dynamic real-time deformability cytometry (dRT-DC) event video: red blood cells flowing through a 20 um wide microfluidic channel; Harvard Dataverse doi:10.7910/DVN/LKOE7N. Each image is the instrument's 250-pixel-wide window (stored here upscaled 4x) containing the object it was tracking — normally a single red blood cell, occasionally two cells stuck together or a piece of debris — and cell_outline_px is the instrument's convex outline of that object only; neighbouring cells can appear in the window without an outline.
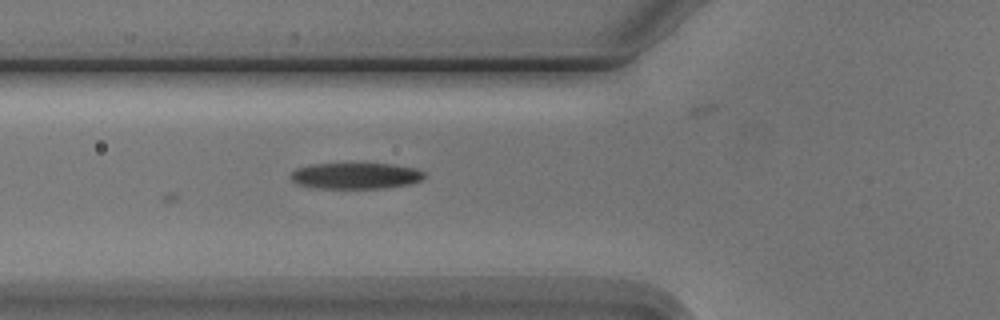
{"species": "Egyptian fruit bat (a non-hibernating species)", "species_latin": "Rousettus aegyptiacus", "temperature_condition": "cold", "stored_images_in_passage": 4, "camera_frame_rate_fps": 3000, "um_per_image_px": 0.085, "animal": {"sex": "male"}, "frame": {"image": 1, "passage_image": 4, "time_ms": 3.333, "image_size_px": [1000, 320], "cell_outline_px": [[424, 176], [420, 180], [408, 184], [384, 188], [316, 188], [296, 184], [288, 176], [296, 168], [312, 164], [392, 164], [416, 168], [424, 172]], "centroid_in_image_um": [30.19, 14.94], "position_along_channel_um": 95.6, "area_um2": 20.29}}